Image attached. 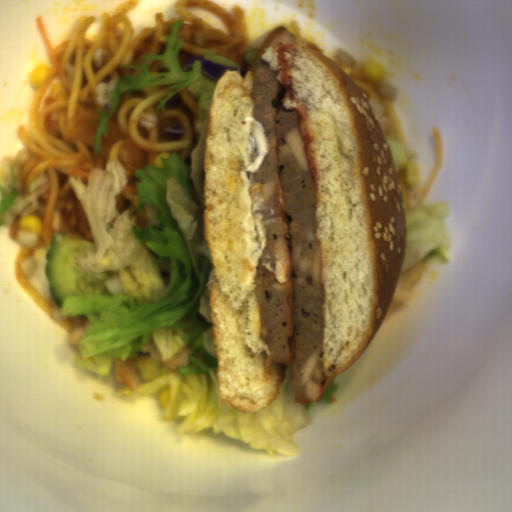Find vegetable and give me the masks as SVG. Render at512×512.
<instances>
[{"instance_id":"1","label":"vegetable","mask_w":512,"mask_h":512,"mask_svg":"<svg viewBox=\"0 0 512 512\" xmlns=\"http://www.w3.org/2000/svg\"><path fill=\"white\" fill-rule=\"evenodd\" d=\"M183 20L172 23L160 54L125 64L108 94L107 110L97 109L94 150L115 119L119 99L136 89L170 86L155 113L181 90L197 99V143L188 162L158 154L151 167L134 170L136 211L117 207L127 171L118 155L126 139L114 143L103 167L85 180L68 178L94 238L84 267L108 274L106 294L65 298L61 314L85 317L76 365L99 376L117 361H135L137 384L117 398L153 397L165 422L180 433L211 430L246 441L272 456L295 457L294 437L311 423L310 406L294 400L296 372L286 367L272 404L245 413L223 401L219 388L209 280L214 266L205 237L204 188L209 116L216 80L200 61L185 71L178 59Z\"/></svg>"},{"instance_id":"2","label":"vegetable","mask_w":512,"mask_h":512,"mask_svg":"<svg viewBox=\"0 0 512 512\" xmlns=\"http://www.w3.org/2000/svg\"><path fill=\"white\" fill-rule=\"evenodd\" d=\"M452 207L448 203H419L403 211L407 249L401 273L419 263L451 260L452 242L446 229Z\"/></svg>"},{"instance_id":"3","label":"vegetable","mask_w":512,"mask_h":512,"mask_svg":"<svg viewBox=\"0 0 512 512\" xmlns=\"http://www.w3.org/2000/svg\"><path fill=\"white\" fill-rule=\"evenodd\" d=\"M49 247L34 249L24 261V271L28 279L46 299L52 297L45 273Z\"/></svg>"},{"instance_id":"4","label":"vegetable","mask_w":512,"mask_h":512,"mask_svg":"<svg viewBox=\"0 0 512 512\" xmlns=\"http://www.w3.org/2000/svg\"><path fill=\"white\" fill-rule=\"evenodd\" d=\"M17 194V176L15 169L12 168L9 184L0 183V228L7 222V214L15 207Z\"/></svg>"},{"instance_id":"5","label":"vegetable","mask_w":512,"mask_h":512,"mask_svg":"<svg viewBox=\"0 0 512 512\" xmlns=\"http://www.w3.org/2000/svg\"><path fill=\"white\" fill-rule=\"evenodd\" d=\"M384 135L386 137L391 153L397 165L398 172H402L405 174L406 166L410 162H414L418 165L417 154L414 151H412L406 143L405 145H402L400 143L392 141L390 138L386 136L385 133Z\"/></svg>"},{"instance_id":"6","label":"vegetable","mask_w":512,"mask_h":512,"mask_svg":"<svg viewBox=\"0 0 512 512\" xmlns=\"http://www.w3.org/2000/svg\"><path fill=\"white\" fill-rule=\"evenodd\" d=\"M203 55H204L205 60H208V61H211L213 63L222 65V66L227 67V68H231V71H235L239 75L241 74L242 67H241L240 63H238V62H236L234 60L223 58V57H221L219 55H216V54H214V53H212L210 51L206 52V53H203Z\"/></svg>"},{"instance_id":"7","label":"vegetable","mask_w":512,"mask_h":512,"mask_svg":"<svg viewBox=\"0 0 512 512\" xmlns=\"http://www.w3.org/2000/svg\"><path fill=\"white\" fill-rule=\"evenodd\" d=\"M261 46L262 45H252L251 47L246 49L243 56L249 65H250L252 59H262L263 60Z\"/></svg>"},{"instance_id":"8","label":"vegetable","mask_w":512,"mask_h":512,"mask_svg":"<svg viewBox=\"0 0 512 512\" xmlns=\"http://www.w3.org/2000/svg\"><path fill=\"white\" fill-rule=\"evenodd\" d=\"M339 390L340 385L336 381H333L332 385L329 387V389L326 391L323 397L318 401H320L324 405L333 402L334 396Z\"/></svg>"}]
</instances>
